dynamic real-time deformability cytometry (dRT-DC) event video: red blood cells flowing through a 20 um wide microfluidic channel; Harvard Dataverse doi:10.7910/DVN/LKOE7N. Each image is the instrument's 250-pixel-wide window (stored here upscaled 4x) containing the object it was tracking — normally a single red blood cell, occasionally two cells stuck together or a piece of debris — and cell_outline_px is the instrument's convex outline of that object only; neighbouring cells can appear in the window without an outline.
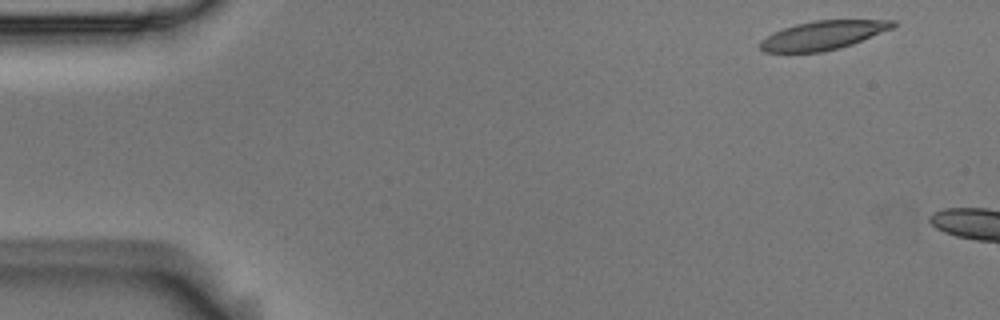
{"species": "Egyptian fruit bat (a non-hibernating species)", "species_latin": "Rousettus aegyptiacus", "temperature_condition": "room temperature", "stored_images_in_passage": 3, "camera_frame_rate_fps": 3000, "um_per_image_px": 0.085, "animal": {"sex": "male"}, "frame": {"image": 1, "passage_image": 1, "time_ms": 0.0, "image_size_px": [1000, 320], "cell_outline_px": [[896, 24], [892, 28], [852, 44], [840, 48], [824, 52], [764, 52], [760, 48], [760, 40], [772, 32], [796, 24], [816, 20], [896, 20]], "centroid_in_image_um": [69.93, 3.0], "position_along_channel_um": 15.1, "area_um2": 22.2}}